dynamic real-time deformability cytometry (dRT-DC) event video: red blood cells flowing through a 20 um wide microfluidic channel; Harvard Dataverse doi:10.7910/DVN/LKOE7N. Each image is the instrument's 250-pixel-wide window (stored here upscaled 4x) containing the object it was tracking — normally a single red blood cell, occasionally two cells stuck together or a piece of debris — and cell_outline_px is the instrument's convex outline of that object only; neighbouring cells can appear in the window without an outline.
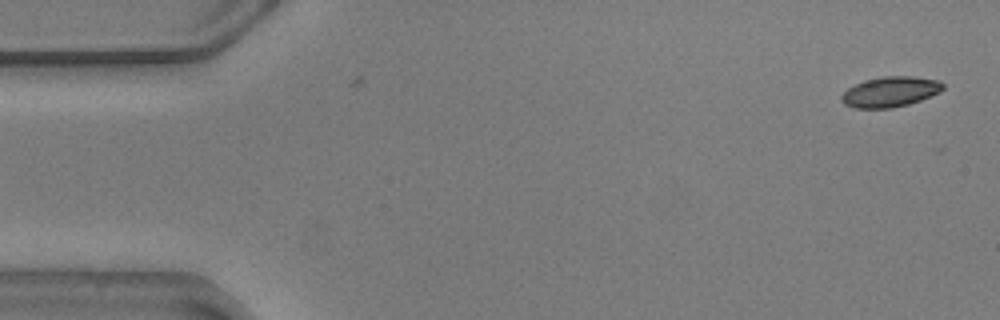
{"species": "common noctule bat (a hibernating species)", "species_latin": "Nyctalus noctula", "temperature_condition": "warm", "stored_images_in_passage": 2, "camera_frame_rate_fps": 3000, "um_per_image_px": 0.085, "animal": {"sex": "male", "body_mass_g": 20.5, "forearm_length_mm": 52.5}, "frame": {"image": 1, "passage_image": 1, "time_ms": 0.0, "image_size_px": [1000, 320], "cell_outline_px": [[944, 88], [940, 92], [920, 100], [908, 104], [892, 108], [856, 108], [844, 104], [840, 100], [840, 96], [848, 88], [864, 80], [884, 76], [912, 76], [940, 80], [944, 84]], "centroid_in_image_um": [75.67, 7.8], "position_along_channel_um": 9.3, "area_um2": 17.98}}